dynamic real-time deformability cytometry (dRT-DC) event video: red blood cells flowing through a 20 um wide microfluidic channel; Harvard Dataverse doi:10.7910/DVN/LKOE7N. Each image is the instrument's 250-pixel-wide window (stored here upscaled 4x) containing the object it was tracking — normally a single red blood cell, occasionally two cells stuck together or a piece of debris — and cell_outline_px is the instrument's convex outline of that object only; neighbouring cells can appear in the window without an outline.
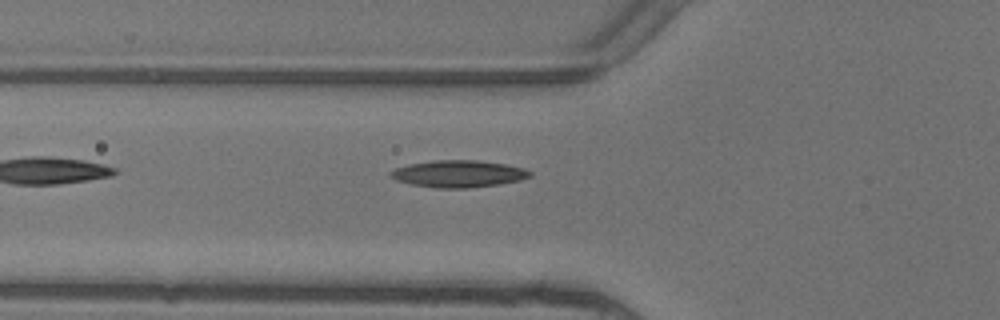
{"species": "common noctule bat (a hibernating species)", "species_latin": "Nyctalus noctula", "temperature_condition": "warm", "stored_images_in_passage": 4, "camera_frame_rate_fps": 3000, "um_per_image_px": 0.085, "animal": {"sex": "female"}, "frame": {"image": 1, "passage_image": 4, "time_ms": 1.0, "image_size_px": [1000, 320], "cell_outline_px": [[532, 176], [520, 180], [500, 184], [468, 188], [436, 188], [412, 184], [396, 180], [388, 172], [396, 168], [408, 164], [432, 160], [476, 160], [504, 164], [524, 168], [532, 172]], "centroid_in_image_um": [38.98, 14.77], "position_along_channel_um": 86.8, "area_um2": 21.91}}